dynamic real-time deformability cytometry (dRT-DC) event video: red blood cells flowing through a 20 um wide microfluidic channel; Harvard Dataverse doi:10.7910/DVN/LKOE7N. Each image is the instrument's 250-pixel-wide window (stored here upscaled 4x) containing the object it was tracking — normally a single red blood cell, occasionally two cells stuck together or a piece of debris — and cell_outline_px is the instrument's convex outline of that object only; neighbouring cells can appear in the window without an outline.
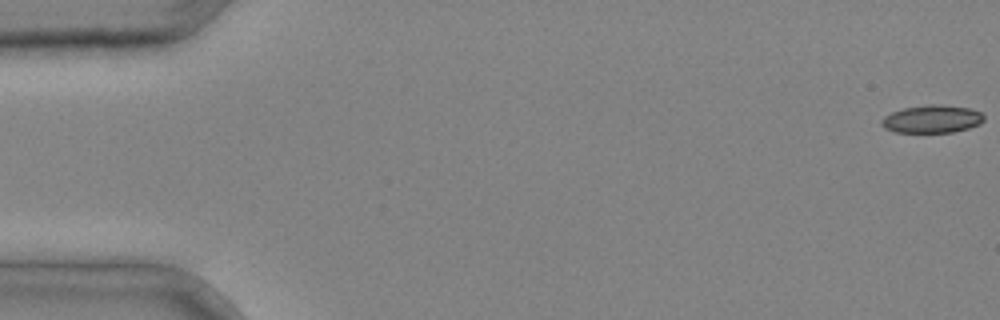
{"species": "common noctule bat (a hibernating species)", "species_latin": "Nyctalus noctula", "temperature_condition": "cold", "stored_images_in_passage": 4, "camera_frame_rate_fps": 3000, "um_per_image_px": 0.085, "animal": {"sex": "male", "body_mass_g": 20.4}, "frame": {"image": 1, "passage_image": 1, "time_ms": 0.0, "image_size_px": [1000, 320], "cell_outline_px": [[984, 120], [980, 124], [968, 128], [952, 132], [892, 132], [884, 128], [880, 124], [880, 120], [884, 116], [892, 112], [904, 108], [932, 104], [940, 104], [968, 108], [980, 112], [984, 116]], "centroid_in_image_um": [79.19, 10.12], "position_along_channel_um": 5.8, "area_um2": 16.59}}